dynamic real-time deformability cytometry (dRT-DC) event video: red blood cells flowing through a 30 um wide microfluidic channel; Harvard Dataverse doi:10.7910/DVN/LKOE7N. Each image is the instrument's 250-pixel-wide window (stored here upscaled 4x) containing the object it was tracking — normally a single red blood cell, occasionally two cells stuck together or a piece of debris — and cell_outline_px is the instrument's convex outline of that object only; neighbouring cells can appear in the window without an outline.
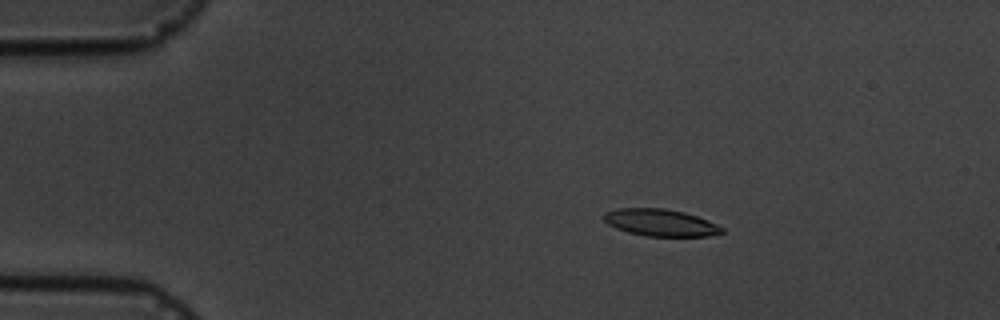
{"species": "common noctule bat (a hibernating species)", "species_latin": "Nyctalus noctula", "temperature_condition": "cold", "stored_images_in_passage": 5, "camera_frame_rate_fps": 3000, "um_per_image_px": 0.085, "animal": {"sex": "male", "body_mass_g": 19.5, "forearm_length_mm": 54.6}, "frame": {"image": 1, "passage_image": 3, "time_ms": 2.333, "image_size_px": [1000, 320], "cell_outline_px": [[724, 232], [708, 236], [644, 236], [628, 232], [616, 228], [608, 224], [600, 216], [604, 212], [620, 208], [664, 208], [684, 212], [708, 220], [724, 228]], "centroid_in_image_um": [56.11, 18.92], "position_along_channel_um": 28.9, "area_um2": 18.67}}